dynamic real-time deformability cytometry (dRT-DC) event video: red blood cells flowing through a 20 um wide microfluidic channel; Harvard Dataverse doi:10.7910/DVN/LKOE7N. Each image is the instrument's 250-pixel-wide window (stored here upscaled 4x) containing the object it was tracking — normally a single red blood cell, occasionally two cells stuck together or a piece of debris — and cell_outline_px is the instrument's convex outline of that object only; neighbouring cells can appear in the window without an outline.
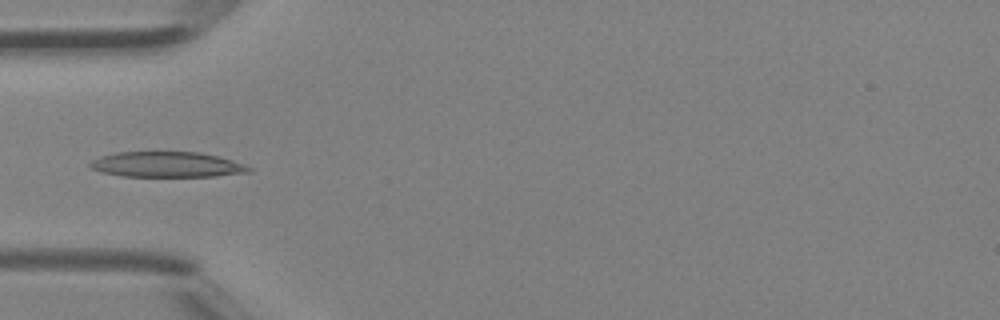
{"species": "Egyptian fruit bat (a non-hibernating species)", "species_latin": "Rousettus aegyptiacus", "temperature_condition": "room temperature", "stored_images_in_passage": 6, "camera_frame_rate_fps": 3000, "um_per_image_px": 0.085, "animal": {"sex": "female"}, "frame": {"image": 1, "passage_image": 5, "time_ms": 1.333, "image_size_px": [1000, 320], "cell_outline_px": [[252, 168], [248, 172], [216, 176], [120, 176], [100, 172], [92, 168], [88, 164], [92, 160], [100, 156], [116, 152], [200, 152], [232, 160], [244, 164]], "centroid_in_image_um": [14.15, 13.98], "position_along_channel_um": 70.9, "area_um2": 23.41}}
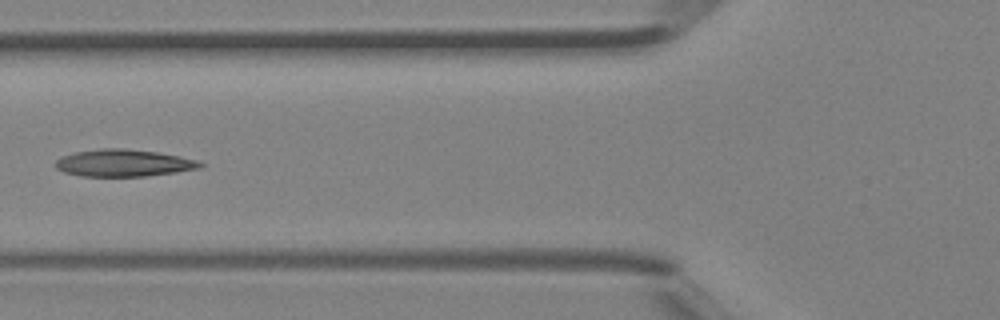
{"frame": {"image": 2, "passage_image": 6, "time_ms": 1.667, "image_size_px": [1000, 320], "cell_outline_px": [[204, 164], [200, 168], [176, 172], [144, 176], [80, 176], [64, 172], [56, 168], [56, 160], [60, 156], [76, 152], [100, 148], [124, 148], [156, 152], [180, 156], [196, 160]], "centroid_in_image_um": [10.48, 13.85], "position_along_channel_um": 115.3, "area_um2": 22.77}}